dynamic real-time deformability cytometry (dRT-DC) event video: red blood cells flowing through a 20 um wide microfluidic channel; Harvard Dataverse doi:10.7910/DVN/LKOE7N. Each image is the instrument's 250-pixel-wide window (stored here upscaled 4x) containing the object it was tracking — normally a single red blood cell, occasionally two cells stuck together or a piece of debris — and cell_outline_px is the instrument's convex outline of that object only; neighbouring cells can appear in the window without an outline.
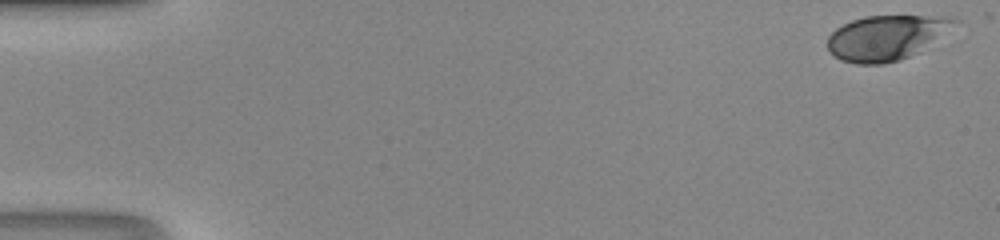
{"species": "human", "species_latin": "Homo sapiens", "temperature_condition": "room temperature", "stored_images_in_passage": 41, "camera_frame_rate_fps": 3000, "um_per_image_px": 0.085, "donor": {"sex": "male"}, "frame": {"image": 1, "passage_image": 1, "time_ms": 0.0, "image_size_px": [1000, 240], "cell_outline_px": [[960, 20], [916, 52], [900, 60], [884, 64], [856, 64], [840, 60], [828, 52], [828, 36], [836, 28], [852, 20], [864, 16], [948, 16]], "centroid_in_image_um": [75.24, 3.2], "position_along_channel_um": 9.8, "area_um2": 32.6}}
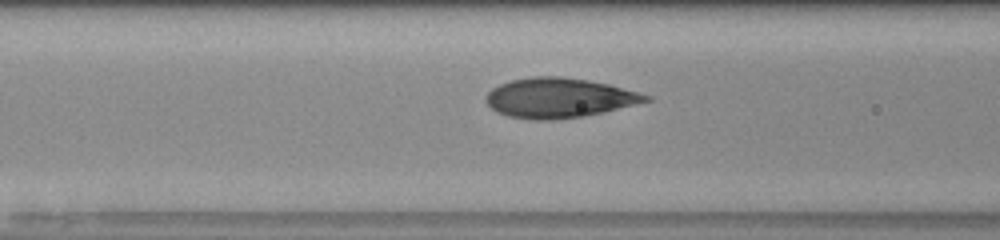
{"frame": {"image": 2, "passage_image": 20, "time_ms": 6.333, "image_size_px": [1000, 240], "cell_outline_px": [[652, 100], [604, 112], [584, 116], [552, 120], [532, 120], [508, 116], [496, 112], [488, 104], [488, 92], [492, 88], [500, 84], [512, 80], [532, 76], [564, 76], [588, 80], [608, 84], [640, 92], [652, 96]], "centroid_in_image_um": [47.55, 8.32], "position_along_channel_um": 119.0, "area_um2": 37.05}}
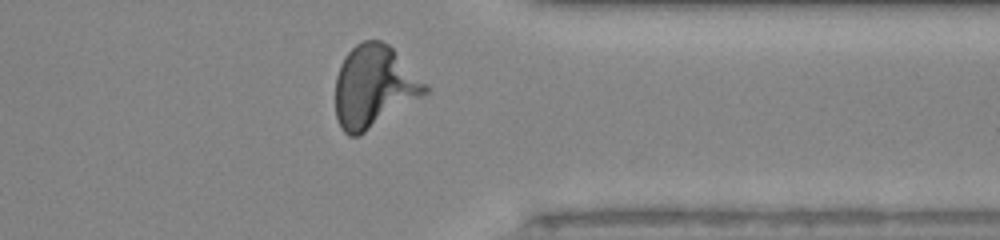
{"frame": {"image": 3, "passage_image": 38, "time_ms": 12.333, "image_size_px": [1000, 240], "cell_outline_px": [[428, 92], [360, 136], [348, 136], [340, 128], [336, 116], [336, 76], [340, 64], [344, 56], [356, 44], [364, 40], [380, 40], [388, 44], [428, 84]], "centroid_in_image_um": [31.77, 7.36], "position_along_channel_um": 379.6, "area_um2": 42.89}}